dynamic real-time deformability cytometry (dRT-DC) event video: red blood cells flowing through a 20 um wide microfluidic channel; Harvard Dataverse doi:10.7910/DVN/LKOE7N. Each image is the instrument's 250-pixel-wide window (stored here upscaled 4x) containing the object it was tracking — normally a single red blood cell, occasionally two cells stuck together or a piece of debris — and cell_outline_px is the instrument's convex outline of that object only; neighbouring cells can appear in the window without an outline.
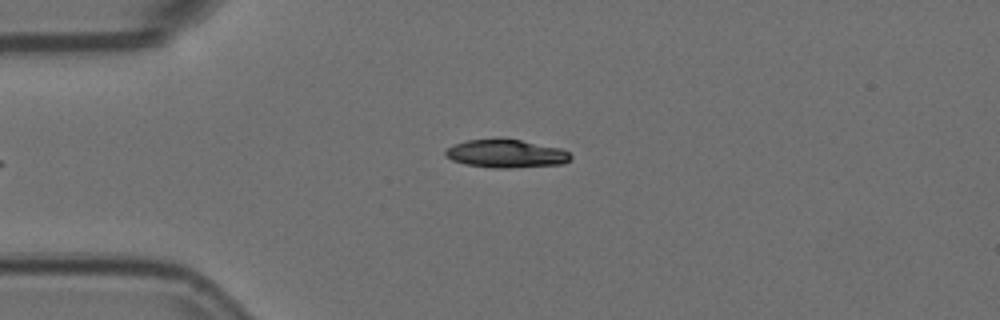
{"species": "Egyptian fruit bat (a non-hibernating species)", "species_latin": "Rousettus aegyptiacus", "temperature_condition": "room temperature", "stored_images_in_passage": 6, "camera_frame_rate_fps": 3000, "um_per_image_px": 0.085, "animal": {"sex": "female"}, "frame": {"image": 1, "passage_image": 6, "time_ms": 1.667, "image_size_px": [1000, 320], "cell_outline_px": [[572, 156], [564, 164], [512, 168], [492, 168], [464, 164], [452, 160], [444, 156], [444, 152], [448, 148], [456, 144], [468, 140], [520, 140], [560, 148], [568, 152]], "centroid_in_image_um": [43.02, 13.09], "position_along_channel_um": 42.0, "area_um2": 20.23}}